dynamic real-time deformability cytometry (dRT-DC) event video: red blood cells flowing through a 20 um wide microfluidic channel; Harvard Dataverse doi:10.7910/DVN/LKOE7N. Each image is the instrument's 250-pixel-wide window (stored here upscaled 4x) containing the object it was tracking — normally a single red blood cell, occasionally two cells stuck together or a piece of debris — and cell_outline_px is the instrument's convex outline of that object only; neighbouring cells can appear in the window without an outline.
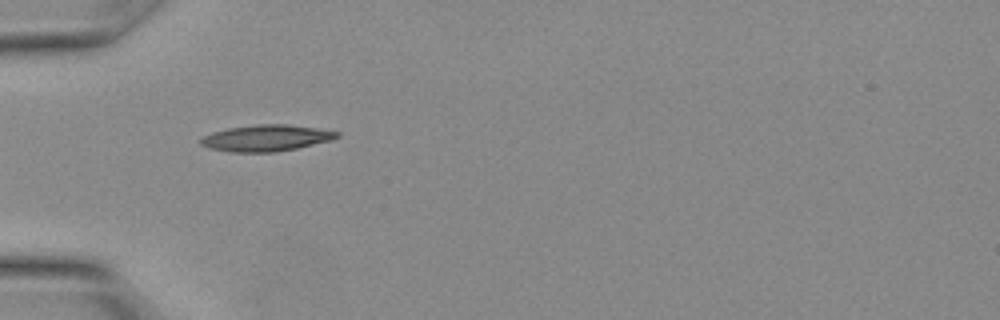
{"species": "Egyptian fruit bat (a non-hibernating species)", "species_latin": "Rousettus aegyptiacus", "temperature_condition": "warm", "stored_images_in_passage": 8, "camera_frame_rate_fps": 3000, "um_per_image_px": 0.085, "animal": {"sex": "female"}, "frame": {"image": 1, "passage_image": 1, "time_ms": 0.0, "image_size_px": [1000, 320], "cell_outline_px": [[340, 136], [332, 140], [296, 148], [276, 152], [228, 152], [212, 148], [200, 144], [200, 140], [204, 136], [212, 132], [228, 128], [256, 124], [284, 124], [316, 128], [340, 132]], "centroid_in_image_um": [22.63, 11.73], "position_along_channel_um": 62.4, "area_um2": 20.81}}
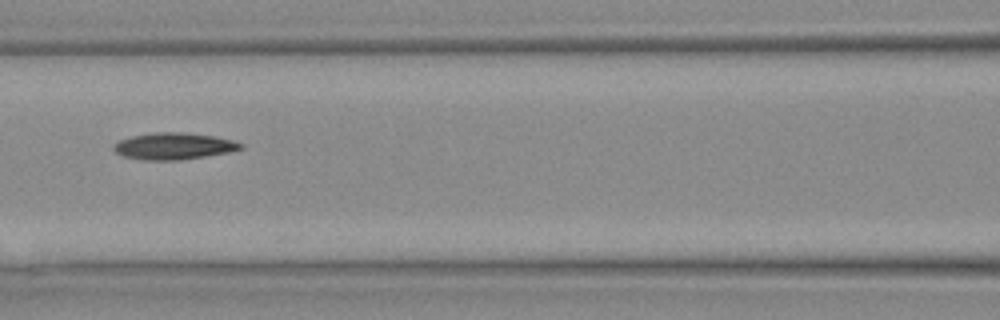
{"frame": {"image": 2, "passage_image": 5, "time_ms": 1.333, "image_size_px": [1000, 320], "cell_outline_px": [[244, 148], [228, 152], [204, 156], [176, 160], [144, 160], [124, 156], [116, 152], [112, 148], [112, 144], [120, 140], [132, 136], [152, 132], [180, 132], [216, 136], [232, 140], [244, 144]], "centroid_in_image_um": [14.76, 12.41], "position_along_channel_um": 151.8, "area_um2": 19.71}}
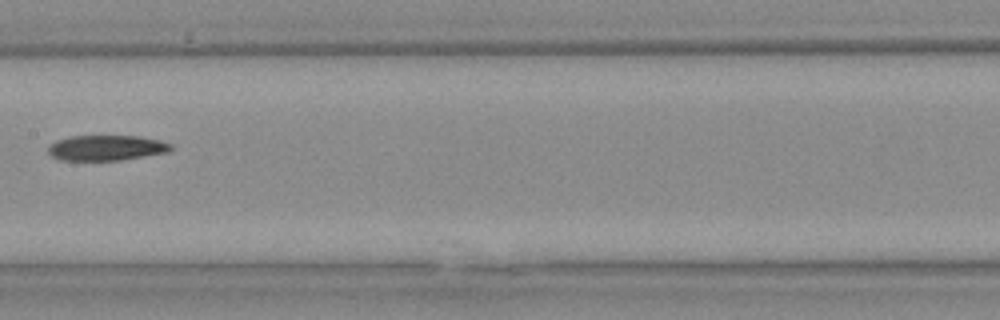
{"frame": {"image": 3, "passage_image": 7, "time_ms": 2.0, "image_size_px": [1000, 320], "cell_outline_px": [[172, 148], [168, 152], [120, 160], [60, 160], [52, 156], [48, 152], [48, 148], [56, 140], [72, 136], [136, 136], [156, 140], [172, 144]], "centroid_in_image_um": [9.02, 12.57], "position_along_channel_um": 198.4, "area_um2": 17.86}}